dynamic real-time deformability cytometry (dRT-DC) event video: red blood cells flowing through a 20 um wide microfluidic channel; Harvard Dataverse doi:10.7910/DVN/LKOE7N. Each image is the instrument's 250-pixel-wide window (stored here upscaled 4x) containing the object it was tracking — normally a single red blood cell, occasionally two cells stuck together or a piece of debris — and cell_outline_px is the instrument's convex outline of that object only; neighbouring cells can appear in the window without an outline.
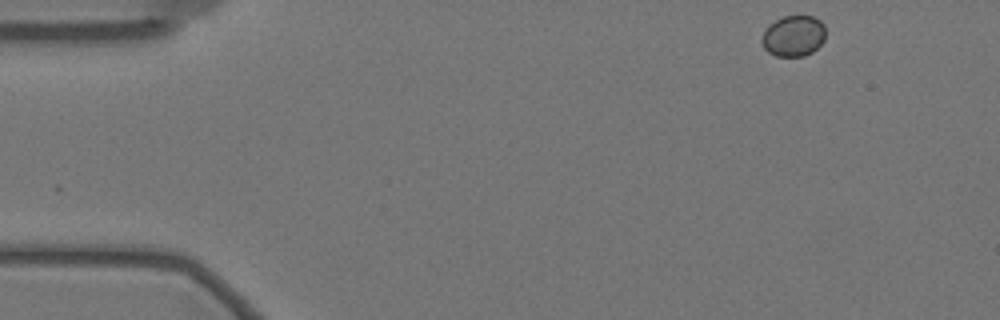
{"species": "Egyptian fruit bat (a non-hibernating species)", "species_latin": "Rousettus aegyptiacus", "temperature_condition": "warm", "stored_images_in_passage": 54, "camera_frame_rate_fps": 3000, "um_per_image_px": 0.085, "animal": {"sex": "female"}, "frame": {"image": 1, "passage_image": 1, "time_ms": 0.0, "image_size_px": [1000, 320], "cell_outline_px": [[824, 40], [812, 52], [804, 56], [776, 56], [768, 52], [764, 48], [760, 40], [768, 24], [784, 16], [812, 16], [820, 20], [824, 24]], "centroid_in_image_um": [67.43, 3.05], "position_along_channel_um": 17.6, "area_um2": 15.2}}
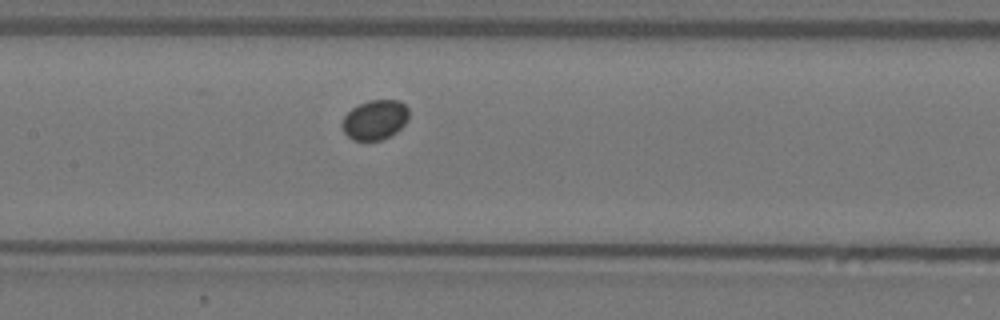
{"frame": {"image": 2, "passage_image": 23, "time_ms": 7.333, "image_size_px": [1000, 320], "cell_outline_px": [[408, 120], [396, 132], [380, 140], [352, 140], [344, 132], [344, 116], [352, 108], [368, 100], [400, 100], [408, 108]], "centroid_in_image_um": [31.9, 10.17], "position_along_channel_um": 175.5, "area_um2": 15.2}}
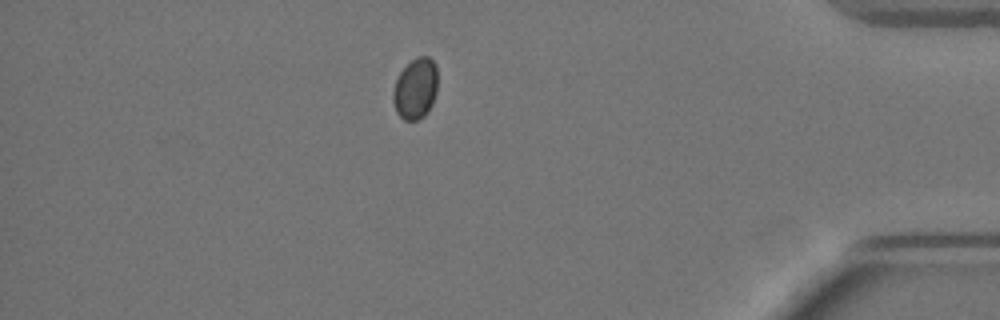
{"frame": {"image": 3, "passage_image": 46, "time_ms": 15.0, "image_size_px": [1000, 320], "cell_outline_px": [[436, 92], [432, 104], [424, 116], [416, 120], [404, 120], [396, 112], [392, 100], [392, 92], [396, 80], [400, 72], [416, 56], [428, 56], [436, 64]], "centroid_in_image_um": [35.3, 7.53], "position_along_channel_um": 399.9, "area_um2": 15.78}}